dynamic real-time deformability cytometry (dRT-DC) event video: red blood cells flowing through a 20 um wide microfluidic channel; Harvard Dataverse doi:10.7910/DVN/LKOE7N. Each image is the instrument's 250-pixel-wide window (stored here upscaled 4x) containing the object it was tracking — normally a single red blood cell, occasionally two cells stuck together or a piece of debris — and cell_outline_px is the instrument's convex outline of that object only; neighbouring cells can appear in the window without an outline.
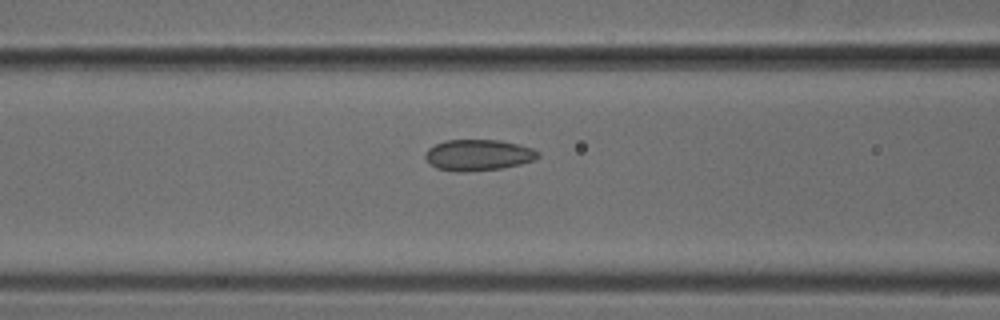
{"species": "common noctule bat (a hibernating species)", "species_latin": "Nyctalus noctula", "temperature_condition": "cold", "stored_images_in_passage": 51, "camera_frame_rate_fps": 3000, "um_per_image_px": 0.085, "animal": {"sex": "male", "body_mass_g": 18.8}, "frame": {"image": 1, "passage_image": 21, "time_ms": 6.667, "image_size_px": [1000, 320], "cell_outline_px": [[540, 156], [532, 160], [520, 164], [500, 168], [464, 172], [456, 172], [436, 168], [424, 156], [428, 148], [444, 140], [500, 140], [520, 144], [532, 148], [540, 152]], "centroid_in_image_um": [40.66, 13.17], "position_along_channel_um": 125.9, "area_um2": 20.4}}
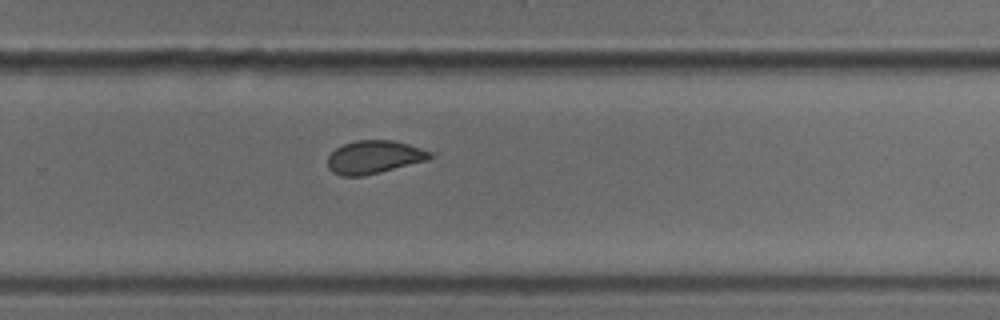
{"frame": {"image": 2, "passage_image": 34, "time_ms": 11.0, "image_size_px": [1000, 320], "cell_outline_px": [[436, 156], [428, 160], [364, 176], [340, 176], [332, 172], [328, 168], [328, 156], [336, 148], [344, 144], [356, 140], [392, 140], [408, 144], [436, 152]], "centroid_in_image_um": [31.85, 13.35], "position_along_channel_um": 298.0, "area_um2": 20.0}}
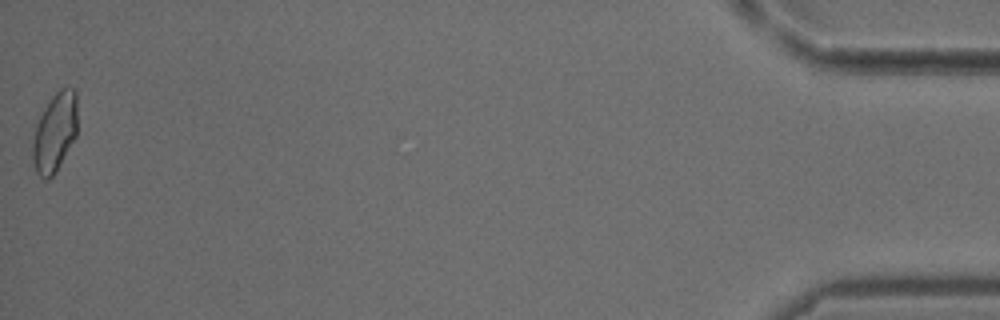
{"frame": {"image": 3, "passage_image": 51, "time_ms": 16.667, "image_size_px": [1000, 320], "cell_outline_px": [[76, 136], [52, 176], [48, 180], [44, 180], [36, 172], [32, 156], [32, 144], [36, 124], [44, 108], [52, 96], [60, 88], [72, 88], [76, 92]], "centroid_in_image_um": [4.64, 11.24], "position_along_channel_um": 430.6, "area_um2": 20.29}}